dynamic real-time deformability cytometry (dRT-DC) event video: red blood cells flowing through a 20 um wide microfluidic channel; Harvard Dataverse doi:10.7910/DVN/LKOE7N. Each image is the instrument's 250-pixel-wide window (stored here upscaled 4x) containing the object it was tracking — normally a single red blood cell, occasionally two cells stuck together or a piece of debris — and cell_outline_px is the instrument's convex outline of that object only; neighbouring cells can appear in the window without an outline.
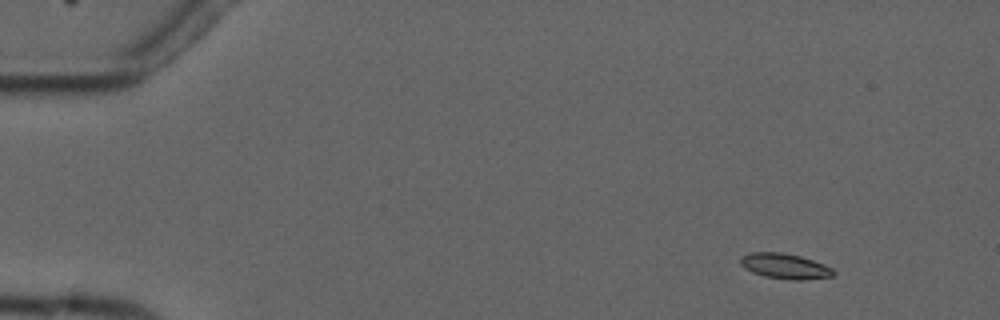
{"species": "common noctule bat (a hibernating species)", "species_latin": "Nyctalus noctula", "temperature_condition": "cold", "stored_images_in_passage": 5, "camera_frame_rate_fps": 3000, "um_per_image_px": 0.085, "animal": {"sex": "male", "forearm_length_mm": 52.5}, "frame": {"image": 1, "passage_image": 2, "time_ms": 1.0, "image_size_px": [1000, 320], "cell_outline_px": [[836, 272], [832, 276], [800, 280], [792, 280], [764, 276], [752, 272], [744, 268], [740, 264], [740, 256], [752, 252], [780, 252], [800, 256], [824, 264], [832, 268]], "centroid_in_image_um": [66.69, 22.62], "position_along_channel_um": 18.3, "area_um2": 13.7}}
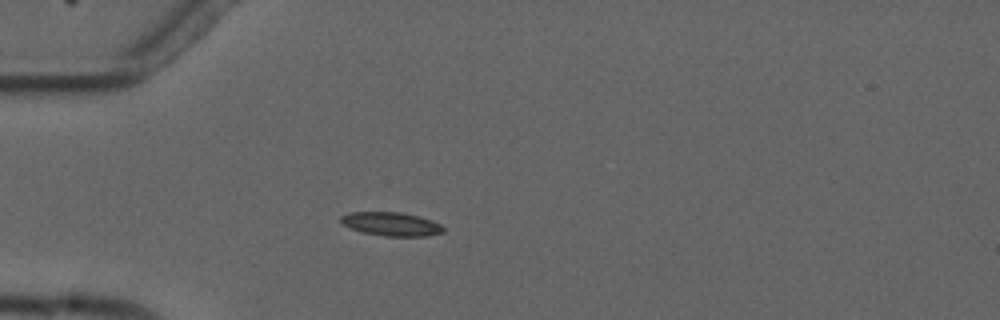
{"frame": {"image": 2, "passage_image": 5, "time_ms": 4.333, "image_size_px": [1000, 320], "cell_outline_px": [[444, 232], [428, 236], [384, 236], [364, 232], [352, 228], [344, 224], [340, 220], [340, 216], [348, 212], [400, 212], [432, 220], [440, 224], [444, 228]], "centroid_in_image_um": [33.27, 19.04], "position_along_channel_um": 51.7, "area_um2": 13.99}}